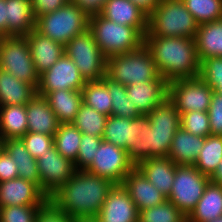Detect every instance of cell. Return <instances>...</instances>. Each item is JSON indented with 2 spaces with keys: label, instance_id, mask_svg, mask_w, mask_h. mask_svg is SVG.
<instances>
[{
  "label": "cell",
  "instance_id": "25",
  "mask_svg": "<svg viewBox=\"0 0 222 222\" xmlns=\"http://www.w3.org/2000/svg\"><path fill=\"white\" fill-rule=\"evenodd\" d=\"M205 138L179 128L173 137L168 158L176 165H194Z\"/></svg>",
  "mask_w": 222,
  "mask_h": 222
},
{
  "label": "cell",
  "instance_id": "10",
  "mask_svg": "<svg viewBox=\"0 0 222 222\" xmlns=\"http://www.w3.org/2000/svg\"><path fill=\"white\" fill-rule=\"evenodd\" d=\"M209 182V177L200 173L193 165H177L167 200L188 216L196 207Z\"/></svg>",
  "mask_w": 222,
  "mask_h": 222
},
{
  "label": "cell",
  "instance_id": "28",
  "mask_svg": "<svg viewBox=\"0 0 222 222\" xmlns=\"http://www.w3.org/2000/svg\"><path fill=\"white\" fill-rule=\"evenodd\" d=\"M220 217H222V186L209 182L196 207L187 216V222H208Z\"/></svg>",
  "mask_w": 222,
  "mask_h": 222
},
{
  "label": "cell",
  "instance_id": "22",
  "mask_svg": "<svg viewBox=\"0 0 222 222\" xmlns=\"http://www.w3.org/2000/svg\"><path fill=\"white\" fill-rule=\"evenodd\" d=\"M28 132L54 136L59 122L44 96H35L26 104Z\"/></svg>",
  "mask_w": 222,
  "mask_h": 222
},
{
  "label": "cell",
  "instance_id": "46",
  "mask_svg": "<svg viewBox=\"0 0 222 222\" xmlns=\"http://www.w3.org/2000/svg\"><path fill=\"white\" fill-rule=\"evenodd\" d=\"M36 222H72V218L48 200L40 208Z\"/></svg>",
  "mask_w": 222,
  "mask_h": 222
},
{
  "label": "cell",
  "instance_id": "29",
  "mask_svg": "<svg viewBox=\"0 0 222 222\" xmlns=\"http://www.w3.org/2000/svg\"><path fill=\"white\" fill-rule=\"evenodd\" d=\"M45 98L60 124L71 123L83 103L81 90L52 91Z\"/></svg>",
  "mask_w": 222,
  "mask_h": 222
},
{
  "label": "cell",
  "instance_id": "26",
  "mask_svg": "<svg viewBox=\"0 0 222 222\" xmlns=\"http://www.w3.org/2000/svg\"><path fill=\"white\" fill-rule=\"evenodd\" d=\"M194 40L200 62L209 57H222V19L199 24Z\"/></svg>",
  "mask_w": 222,
  "mask_h": 222
},
{
  "label": "cell",
  "instance_id": "20",
  "mask_svg": "<svg viewBox=\"0 0 222 222\" xmlns=\"http://www.w3.org/2000/svg\"><path fill=\"white\" fill-rule=\"evenodd\" d=\"M31 51V58L39 76L65 54V46L61 45L33 29L26 35Z\"/></svg>",
  "mask_w": 222,
  "mask_h": 222
},
{
  "label": "cell",
  "instance_id": "18",
  "mask_svg": "<svg viewBox=\"0 0 222 222\" xmlns=\"http://www.w3.org/2000/svg\"><path fill=\"white\" fill-rule=\"evenodd\" d=\"M168 84L164 78H156L152 81L128 85L126 91L137 110L142 115H147L168 97Z\"/></svg>",
  "mask_w": 222,
  "mask_h": 222
},
{
  "label": "cell",
  "instance_id": "8",
  "mask_svg": "<svg viewBox=\"0 0 222 222\" xmlns=\"http://www.w3.org/2000/svg\"><path fill=\"white\" fill-rule=\"evenodd\" d=\"M0 68L38 89L40 76L31 58L26 36H5L2 39Z\"/></svg>",
  "mask_w": 222,
  "mask_h": 222
},
{
  "label": "cell",
  "instance_id": "23",
  "mask_svg": "<svg viewBox=\"0 0 222 222\" xmlns=\"http://www.w3.org/2000/svg\"><path fill=\"white\" fill-rule=\"evenodd\" d=\"M176 164L168 157L149 158L139 162L136 168L166 197L171 193Z\"/></svg>",
  "mask_w": 222,
  "mask_h": 222
},
{
  "label": "cell",
  "instance_id": "45",
  "mask_svg": "<svg viewBox=\"0 0 222 222\" xmlns=\"http://www.w3.org/2000/svg\"><path fill=\"white\" fill-rule=\"evenodd\" d=\"M211 135H222V95L214 92L208 109Z\"/></svg>",
  "mask_w": 222,
  "mask_h": 222
},
{
  "label": "cell",
  "instance_id": "4",
  "mask_svg": "<svg viewBox=\"0 0 222 222\" xmlns=\"http://www.w3.org/2000/svg\"><path fill=\"white\" fill-rule=\"evenodd\" d=\"M88 30L106 58L132 52L144 44V36L135 27L117 24L100 14L89 16Z\"/></svg>",
  "mask_w": 222,
  "mask_h": 222
},
{
  "label": "cell",
  "instance_id": "51",
  "mask_svg": "<svg viewBox=\"0 0 222 222\" xmlns=\"http://www.w3.org/2000/svg\"><path fill=\"white\" fill-rule=\"evenodd\" d=\"M0 31L7 36L6 0H0Z\"/></svg>",
  "mask_w": 222,
  "mask_h": 222
},
{
  "label": "cell",
  "instance_id": "33",
  "mask_svg": "<svg viewBox=\"0 0 222 222\" xmlns=\"http://www.w3.org/2000/svg\"><path fill=\"white\" fill-rule=\"evenodd\" d=\"M222 159V135L205 137L203 148L200 150L194 167L202 174L210 177Z\"/></svg>",
  "mask_w": 222,
  "mask_h": 222
},
{
  "label": "cell",
  "instance_id": "56",
  "mask_svg": "<svg viewBox=\"0 0 222 222\" xmlns=\"http://www.w3.org/2000/svg\"><path fill=\"white\" fill-rule=\"evenodd\" d=\"M5 36L3 35V33L0 31V43L2 42V39L4 38Z\"/></svg>",
  "mask_w": 222,
  "mask_h": 222
},
{
  "label": "cell",
  "instance_id": "43",
  "mask_svg": "<svg viewBox=\"0 0 222 222\" xmlns=\"http://www.w3.org/2000/svg\"><path fill=\"white\" fill-rule=\"evenodd\" d=\"M43 205H19L0 208V222H36Z\"/></svg>",
  "mask_w": 222,
  "mask_h": 222
},
{
  "label": "cell",
  "instance_id": "44",
  "mask_svg": "<svg viewBox=\"0 0 222 222\" xmlns=\"http://www.w3.org/2000/svg\"><path fill=\"white\" fill-rule=\"evenodd\" d=\"M21 140L24 142L28 152L36 160L44 156L46 151L54 145V136L28 131Z\"/></svg>",
  "mask_w": 222,
  "mask_h": 222
},
{
  "label": "cell",
  "instance_id": "19",
  "mask_svg": "<svg viewBox=\"0 0 222 222\" xmlns=\"http://www.w3.org/2000/svg\"><path fill=\"white\" fill-rule=\"evenodd\" d=\"M122 185L138 211L157 206L167 199L136 167L126 175Z\"/></svg>",
  "mask_w": 222,
  "mask_h": 222
},
{
  "label": "cell",
  "instance_id": "5",
  "mask_svg": "<svg viewBox=\"0 0 222 222\" xmlns=\"http://www.w3.org/2000/svg\"><path fill=\"white\" fill-rule=\"evenodd\" d=\"M106 77L124 86L163 78L144 44L132 52L108 57Z\"/></svg>",
  "mask_w": 222,
  "mask_h": 222
},
{
  "label": "cell",
  "instance_id": "17",
  "mask_svg": "<svg viewBox=\"0 0 222 222\" xmlns=\"http://www.w3.org/2000/svg\"><path fill=\"white\" fill-rule=\"evenodd\" d=\"M100 15L117 24L135 27L143 36L147 33L148 14L131 0H108Z\"/></svg>",
  "mask_w": 222,
  "mask_h": 222
},
{
  "label": "cell",
  "instance_id": "12",
  "mask_svg": "<svg viewBox=\"0 0 222 222\" xmlns=\"http://www.w3.org/2000/svg\"><path fill=\"white\" fill-rule=\"evenodd\" d=\"M135 167L125 149L102 141L92 164L86 171L107 179L115 185H121L126 175Z\"/></svg>",
  "mask_w": 222,
  "mask_h": 222
},
{
  "label": "cell",
  "instance_id": "6",
  "mask_svg": "<svg viewBox=\"0 0 222 222\" xmlns=\"http://www.w3.org/2000/svg\"><path fill=\"white\" fill-rule=\"evenodd\" d=\"M89 16L72 1L36 19L35 29L53 41L66 45L88 30Z\"/></svg>",
  "mask_w": 222,
  "mask_h": 222
},
{
  "label": "cell",
  "instance_id": "42",
  "mask_svg": "<svg viewBox=\"0 0 222 222\" xmlns=\"http://www.w3.org/2000/svg\"><path fill=\"white\" fill-rule=\"evenodd\" d=\"M80 141L78 156L74 165L76 170H86L92 164L103 138L82 134Z\"/></svg>",
  "mask_w": 222,
  "mask_h": 222
},
{
  "label": "cell",
  "instance_id": "31",
  "mask_svg": "<svg viewBox=\"0 0 222 222\" xmlns=\"http://www.w3.org/2000/svg\"><path fill=\"white\" fill-rule=\"evenodd\" d=\"M26 105L0 106V138H22L28 131Z\"/></svg>",
  "mask_w": 222,
  "mask_h": 222
},
{
  "label": "cell",
  "instance_id": "37",
  "mask_svg": "<svg viewBox=\"0 0 222 222\" xmlns=\"http://www.w3.org/2000/svg\"><path fill=\"white\" fill-rule=\"evenodd\" d=\"M138 222H187V216L171 201L139 211Z\"/></svg>",
  "mask_w": 222,
  "mask_h": 222
},
{
  "label": "cell",
  "instance_id": "1",
  "mask_svg": "<svg viewBox=\"0 0 222 222\" xmlns=\"http://www.w3.org/2000/svg\"><path fill=\"white\" fill-rule=\"evenodd\" d=\"M114 185L86 170H76L49 200L71 218L96 217Z\"/></svg>",
  "mask_w": 222,
  "mask_h": 222
},
{
  "label": "cell",
  "instance_id": "11",
  "mask_svg": "<svg viewBox=\"0 0 222 222\" xmlns=\"http://www.w3.org/2000/svg\"><path fill=\"white\" fill-rule=\"evenodd\" d=\"M213 93V89L200 77L176 79L168 84V98L180 114L208 111Z\"/></svg>",
  "mask_w": 222,
  "mask_h": 222
},
{
  "label": "cell",
  "instance_id": "40",
  "mask_svg": "<svg viewBox=\"0 0 222 222\" xmlns=\"http://www.w3.org/2000/svg\"><path fill=\"white\" fill-rule=\"evenodd\" d=\"M180 127L199 137L211 135L208 111H188L180 114Z\"/></svg>",
  "mask_w": 222,
  "mask_h": 222
},
{
  "label": "cell",
  "instance_id": "39",
  "mask_svg": "<svg viewBox=\"0 0 222 222\" xmlns=\"http://www.w3.org/2000/svg\"><path fill=\"white\" fill-rule=\"evenodd\" d=\"M131 119L110 115L107 118L103 133V141L127 150L129 141V125Z\"/></svg>",
  "mask_w": 222,
  "mask_h": 222
},
{
  "label": "cell",
  "instance_id": "54",
  "mask_svg": "<svg viewBox=\"0 0 222 222\" xmlns=\"http://www.w3.org/2000/svg\"><path fill=\"white\" fill-rule=\"evenodd\" d=\"M208 222H222V217L216 218V219H214L212 221H208Z\"/></svg>",
  "mask_w": 222,
  "mask_h": 222
},
{
  "label": "cell",
  "instance_id": "21",
  "mask_svg": "<svg viewBox=\"0 0 222 222\" xmlns=\"http://www.w3.org/2000/svg\"><path fill=\"white\" fill-rule=\"evenodd\" d=\"M126 152L135 166L139 162L151 158V127L147 115L131 119Z\"/></svg>",
  "mask_w": 222,
  "mask_h": 222
},
{
  "label": "cell",
  "instance_id": "15",
  "mask_svg": "<svg viewBox=\"0 0 222 222\" xmlns=\"http://www.w3.org/2000/svg\"><path fill=\"white\" fill-rule=\"evenodd\" d=\"M49 200L40 187L17 177L0 182V208L19 205H44Z\"/></svg>",
  "mask_w": 222,
  "mask_h": 222
},
{
  "label": "cell",
  "instance_id": "47",
  "mask_svg": "<svg viewBox=\"0 0 222 222\" xmlns=\"http://www.w3.org/2000/svg\"><path fill=\"white\" fill-rule=\"evenodd\" d=\"M70 1L71 0H31L35 19L61 8Z\"/></svg>",
  "mask_w": 222,
  "mask_h": 222
},
{
  "label": "cell",
  "instance_id": "3",
  "mask_svg": "<svg viewBox=\"0 0 222 222\" xmlns=\"http://www.w3.org/2000/svg\"><path fill=\"white\" fill-rule=\"evenodd\" d=\"M198 23L183 0H160L148 14L144 36L195 38Z\"/></svg>",
  "mask_w": 222,
  "mask_h": 222
},
{
  "label": "cell",
  "instance_id": "36",
  "mask_svg": "<svg viewBox=\"0 0 222 222\" xmlns=\"http://www.w3.org/2000/svg\"><path fill=\"white\" fill-rule=\"evenodd\" d=\"M107 88L112 97V115L129 119L142 115L135 104L131 103L130 97L127 95L126 86L107 78Z\"/></svg>",
  "mask_w": 222,
  "mask_h": 222
},
{
  "label": "cell",
  "instance_id": "55",
  "mask_svg": "<svg viewBox=\"0 0 222 222\" xmlns=\"http://www.w3.org/2000/svg\"><path fill=\"white\" fill-rule=\"evenodd\" d=\"M3 150V140L0 138V152Z\"/></svg>",
  "mask_w": 222,
  "mask_h": 222
},
{
  "label": "cell",
  "instance_id": "2",
  "mask_svg": "<svg viewBox=\"0 0 222 222\" xmlns=\"http://www.w3.org/2000/svg\"><path fill=\"white\" fill-rule=\"evenodd\" d=\"M160 75L169 83L199 77L200 61L195 40L184 37L144 36Z\"/></svg>",
  "mask_w": 222,
  "mask_h": 222
},
{
  "label": "cell",
  "instance_id": "7",
  "mask_svg": "<svg viewBox=\"0 0 222 222\" xmlns=\"http://www.w3.org/2000/svg\"><path fill=\"white\" fill-rule=\"evenodd\" d=\"M65 54L73 60L85 81H100L106 76L107 58L89 30L73 37L65 45Z\"/></svg>",
  "mask_w": 222,
  "mask_h": 222
},
{
  "label": "cell",
  "instance_id": "16",
  "mask_svg": "<svg viewBox=\"0 0 222 222\" xmlns=\"http://www.w3.org/2000/svg\"><path fill=\"white\" fill-rule=\"evenodd\" d=\"M139 211L123 185L109 191L96 218L99 222H138Z\"/></svg>",
  "mask_w": 222,
  "mask_h": 222
},
{
  "label": "cell",
  "instance_id": "50",
  "mask_svg": "<svg viewBox=\"0 0 222 222\" xmlns=\"http://www.w3.org/2000/svg\"><path fill=\"white\" fill-rule=\"evenodd\" d=\"M134 4L140 7L143 11L149 14L160 0H131Z\"/></svg>",
  "mask_w": 222,
  "mask_h": 222
},
{
  "label": "cell",
  "instance_id": "9",
  "mask_svg": "<svg viewBox=\"0 0 222 222\" xmlns=\"http://www.w3.org/2000/svg\"><path fill=\"white\" fill-rule=\"evenodd\" d=\"M147 116L151 127V158L168 157L173 137L180 128V113L167 97Z\"/></svg>",
  "mask_w": 222,
  "mask_h": 222
},
{
  "label": "cell",
  "instance_id": "53",
  "mask_svg": "<svg viewBox=\"0 0 222 222\" xmlns=\"http://www.w3.org/2000/svg\"><path fill=\"white\" fill-rule=\"evenodd\" d=\"M72 222H99L96 217H74Z\"/></svg>",
  "mask_w": 222,
  "mask_h": 222
},
{
  "label": "cell",
  "instance_id": "27",
  "mask_svg": "<svg viewBox=\"0 0 222 222\" xmlns=\"http://www.w3.org/2000/svg\"><path fill=\"white\" fill-rule=\"evenodd\" d=\"M37 94L30 84L0 68V106L26 105Z\"/></svg>",
  "mask_w": 222,
  "mask_h": 222
},
{
  "label": "cell",
  "instance_id": "35",
  "mask_svg": "<svg viewBox=\"0 0 222 222\" xmlns=\"http://www.w3.org/2000/svg\"><path fill=\"white\" fill-rule=\"evenodd\" d=\"M108 116L81 104L75 119L71 122L82 134L102 137Z\"/></svg>",
  "mask_w": 222,
  "mask_h": 222
},
{
  "label": "cell",
  "instance_id": "32",
  "mask_svg": "<svg viewBox=\"0 0 222 222\" xmlns=\"http://www.w3.org/2000/svg\"><path fill=\"white\" fill-rule=\"evenodd\" d=\"M82 102L100 114L112 115V97L107 88V77L100 81H86L81 89Z\"/></svg>",
  "mask_w": 222,
  "mask_h": 222
},
{
  "label": "cell",
  "instance_id": "24",
  "mask_svg": "<svg viewBox=\"0 0 222 222\" xmlns=\"http://www.w3.org/2000/svg\"><path fill=\"white\" fill-rule=\"evenodd\" d=\"M7 36H26L35 29L31 0H6Z\"/></svg>",
  "mask_w": 222,
  "mask_h": 222
},
{
  "label": "cell",
  "instance_id": "14",
  "mask_svg": "<svg viewBox=\"0 0 222 222\" xmlns=\"http://www.w3.org/2000/svg\"><path fill=\"white\" fill-rule=\"evenodd\" d=\"M86 81L72 59L66 54L40 75L37 94L46 96L57 90H81Z\"/></svg>",
  "mask_w": 222,
  "mask_h": 222
},
{
  "label": "cell",
  "instance_id": "30",
  "mask_svg": "<svg viewBox=\"0 0 222 222\" xmlns=\"http://www.w3.org/2000/svg\"><path fill=\"white\" fill-rule=\"evenodd\" d=\"M3 149L12 157V161L16 162L18 177L36 183L40 187L37 161L28 152L21 138L3 140Z\"/></svg>",
  "mask_w": 222,
  "mask_h": 222
},
{
  "label": "cell",
  "instance_id": "52",
  "mask_svg": "<svg viewBox=\"0 0 222 222\" xmlns=\"http://www.w3.org/2000/svg\"><path fill=\"white\" fill-rule=\"evenodd\" d=\"M209 179L211 183L222 186V159Z\"/></svg>",
  "mask_w": 222,
  "mask_h": 222
},
{
  "label": "cell",
  "instance_id": "48",
  "mask_svg": "<svg viewBox=\"0 0 222 222\" xmlns=\"http://www.w3.org/2000/svg\"><path fill=\"white\" fill-rule=\"evenodd\" d=\"M18 177V168L16 162L12 161V157L3 149L0 152V182L9 181Z\"/></svg>",
  "mask_w": 222,
  "mask_h": 222
},
{
  "label": "cell",
  "instance_id": "34",
  "mask_svg": "<svg viewBox=\"0 0 222 222\" xmlns=\"http://www.w3.org/2000/svg\"><path fill=\"white\" fill-rule=\"evenodd\" d=\"M82 133L72 123H61L54 134V146L66 159L75 163Z\"/></svg>",
  "mask_w": 222,
  "mask_h": 222
},
{
  "label": "cell",
  "instance_id": "13",
  "mask_svg": "<svg viewBox=\"0 0 222 222\" xmlns=\"http://www.w3.org/2000/svg\"><path fill=\"white\" fill-rule=\"evenodd\" d=\"M40 189L48 196L55 193L75 174V165L64 158L53 145L37 160Z\"/></svg>",
  "mask_w": 222,
  "mask_h": 222
},
{
  "label": "cell",
  "instance_id": "49",
  "mask_svg": "<svg viewBox=\"0 0 222 222\" xmlns=\"http://www.w3.org/2000/svg\"><path fill=\"white\" fill-rule=\"evenodd\" d=\"M76 6L84 11L88 16L100 14L103 5L108 0H71Z\"/></svg>",
  "mask_w": 222,
  "mask_h": 222
},
{
  "label": "cell",
  "instance_id": "38",
  "mask_svg": "<svg viewBox=\"0 0 222 222\" xmlns=\"http://www.w3.org/2000/svg\"><path fill=\"white\" fill-rule=\"evenodd\" d=\"M198 24L222 19V0H183Z\"/></svg>",
  "mask_w": 222,
  "mask_h": 222
},
{
  "label": "cell",
  "instance_id": "41",
  "mask_svg": "<svg viewBox=\"0 0 222 222\" xmlns=\"http://www.w3.org/2000/svg\"><path fill=\"white\" fill-rule=\"evenodd\" d=\"M199 77L214 92L222 95V57H209L200 62Z\"/></svg>",
  "mask_w": 222,
  "mask_h": 222
}]
</instances>
